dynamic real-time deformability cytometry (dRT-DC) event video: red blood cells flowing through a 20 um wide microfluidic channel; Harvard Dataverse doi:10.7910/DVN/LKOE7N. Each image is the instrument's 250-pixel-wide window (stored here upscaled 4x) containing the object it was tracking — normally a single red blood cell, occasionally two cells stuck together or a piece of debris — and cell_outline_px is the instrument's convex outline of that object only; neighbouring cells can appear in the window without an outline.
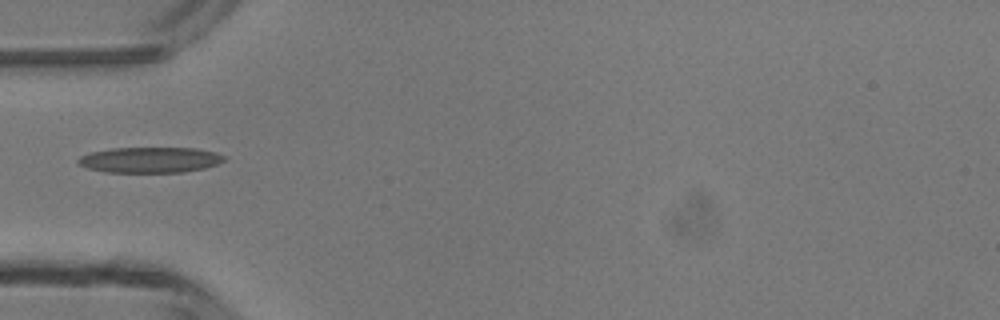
{"species": "common noctule bat (a hibernating species)", "species_latin": "Nyctalus noctula", "temperature_condition": "room temperature", "stored_images_in_passage": 2, "camera_frame_rate_fps": 3000, "um_per_image_px": 0.085, "animal": {"sex": "male", "body_mass_g": 13.3}, "frame": {"image": 1, "passage_image": 1, "time_ms": 0.0, "image_size_px": [1000, 320], "cell_outline_px": [[228, 156], [224, 160], [216, 164], [204, 168], [184, 172], [104, 172], [88, 168], [76, 164], [76, 160], [80, 156], [92, 152], [112, 148], [196, 148], [216, 152]], "centroid_in_image_um": [12.75, 13.59], "position_along_channel_um": 72.3, "area_um2": 21.91}}